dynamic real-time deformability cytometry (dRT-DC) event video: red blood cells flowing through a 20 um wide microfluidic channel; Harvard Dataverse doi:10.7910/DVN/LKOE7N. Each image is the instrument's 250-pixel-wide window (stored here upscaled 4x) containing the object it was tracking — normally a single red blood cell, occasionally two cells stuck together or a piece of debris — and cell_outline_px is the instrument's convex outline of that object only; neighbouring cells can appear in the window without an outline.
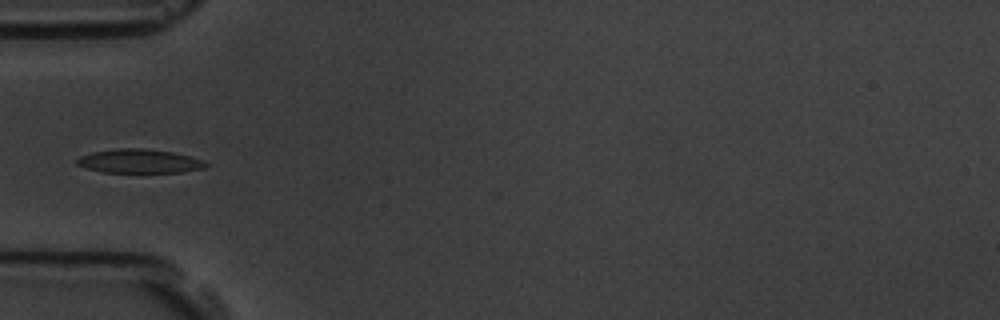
{"species": "common noctule bat (a hibernating species)", "species_latin": "Nyctalus noctula", "temperature_condition": "room temperature", "stored_images_in_passage": 10, "camera_frame_rate_fps": 3000, "um_per_image_px": 0.085, "animal": {"sex": "male", "body_mass_g": 19.5, "forearm_length_mm": 54.6}, "frame": {"image": 1, "passage_image": 5, "time_ms": 4.667, "image_size_px": [1000, 320], "cell_outline_px": [[208, 164], [204, 168], [180, 172], [100, 172], [76, 164], [76, 160], [80, 156], [92, 152], [116, 148], [144, 148], [172, 152], [192, 156]], "centroid_in_image_um": [11.82, 13.69], "position_along_channel_um": 73.2, "area_um2": 17.86}}
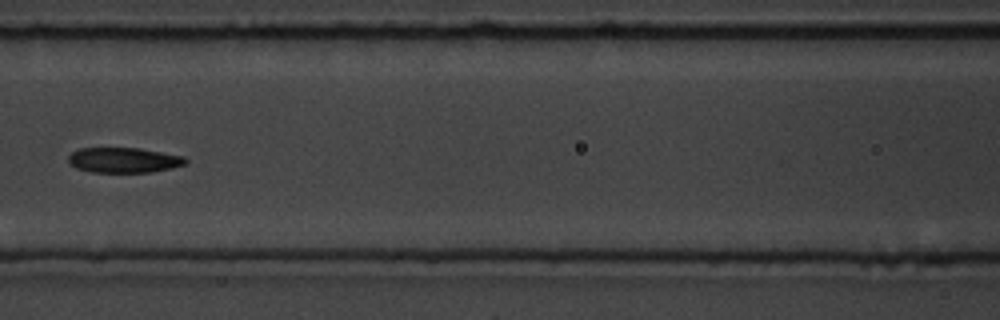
{"frame": {"image": 2, "passage_image": 7, "time_ms": 7.0, "image_size_px": [1000, 320], "cell_outline_px": [[188, 160], [184, 164], [172, 168], [152, 172], [92, 172], [76, 168], [68, 160], [68, 156], [72, 152], [80, 148], [140, 148], [184, 156]], "centroid_in_image_um": [10.53, 13.6], "position_along_channel_um": 156.1, "area_um2": 17.17}}
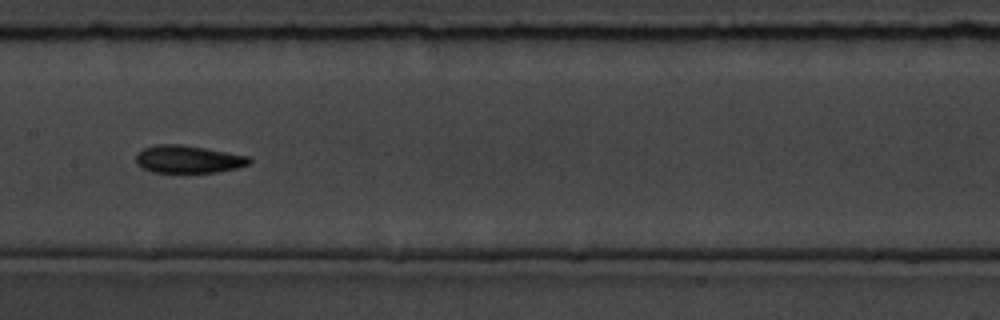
{"frame": {"image": 3, "passage_image": 8, "time_ms": 8.0, "image_size_px": [1000, 320], "cell_outline_px": [[252, 160], [248, 164], [236, 168], [216, 172], [152, 172], [136, 164], [136, 152], [144, 148], [156, 144], [180, 144], [204, 148], [248, 156]], "centroid_in_image_um": [15.95, 13.53], "position_along_channel_um": 191.4, "area_um2": 18.09}}